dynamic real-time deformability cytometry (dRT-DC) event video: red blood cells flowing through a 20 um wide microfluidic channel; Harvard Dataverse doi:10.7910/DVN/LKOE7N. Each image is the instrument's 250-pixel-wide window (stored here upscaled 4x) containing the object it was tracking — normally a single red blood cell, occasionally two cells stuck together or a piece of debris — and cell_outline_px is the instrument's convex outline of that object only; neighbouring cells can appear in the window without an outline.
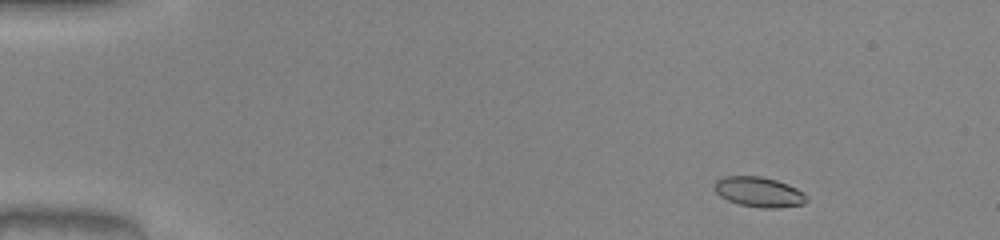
{"species": "common noctule bat (a hibernating species)", "species_latin": "Nyctalus noctula", "temperature_condition": "warm", "stored_images_in_passage": 49, "camera_frame_rate_fps": 3000, "um_per_image_px": 0.085, "animal": {"sex": "male", "body_mass_g": 20.0, "forearm_length_mm": 53.3}, "frame": {"image": 1, "passage_image": 4, "time_ms": 1.0, "image_size_px": [1000, 240], "cell_outline_px": [[808, 200], [804, 204], [776, 208], [760, 208], [740, 204], [728, 200], [720, 196], [716, 192], [716, 180], [724, 176], [760, 176], [776, 180], [788, 184], [804, 192], [808, 196]], "centroid_in_image_um": [64.56, 16.32], "position_along_channel_um": 20.4, "area_um2": 16.13}}
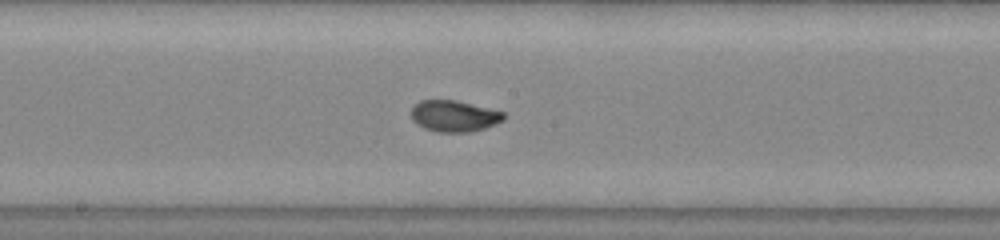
{"frame": {"image": 2, "passage_image": 26, "time_ms": 8.333, "image_size_px": [1000, 240], "cell_outline_px": [[504, 120], [496, 124], [472, 132], [440, 132], [424, 128], [416, 124], [412, 120], [412, 108], [420, 100], [456, 100], [504, 112]], "centroid_in_image_um": [38.6, 9.87], "position_along_channel_um": 209.6, "area_um2": 16.82}}
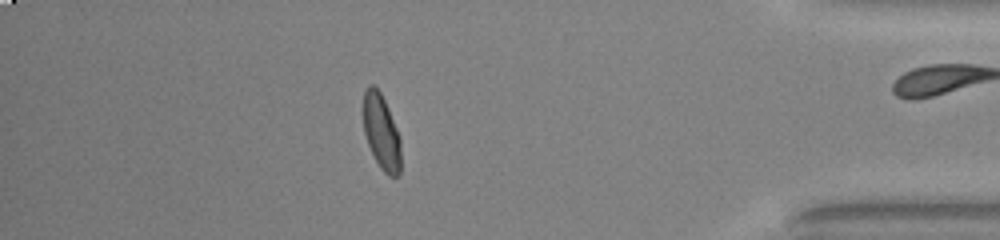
{"frame": {"image": 3, "passage_image": 43, "time_ms": 14.0, "image_size_px": [1000, 240], "cell_outline_px": [[400, 176], [388, 176], [380, 168], [368, 144], [364, 132], [364, 88], [368, 84], [372, 84], [380, 92], [388, 108], [400, 136]], "centroid_in_image_um": [32.42, 11.22], "position_along_channel_um": 402.8, "area_um2": 16.36}, "authors_computed_cell_mechanics": {"area_um2": 16.5886, "velocity_mm_per_s": 4.0618, "shape_relaxation_time_tau1_ms": 3.0151, "shape_relaxation_time_tau2_ms": null, "deformation_change_tau1": 0.1282, "deformation_change_tau2": null}}